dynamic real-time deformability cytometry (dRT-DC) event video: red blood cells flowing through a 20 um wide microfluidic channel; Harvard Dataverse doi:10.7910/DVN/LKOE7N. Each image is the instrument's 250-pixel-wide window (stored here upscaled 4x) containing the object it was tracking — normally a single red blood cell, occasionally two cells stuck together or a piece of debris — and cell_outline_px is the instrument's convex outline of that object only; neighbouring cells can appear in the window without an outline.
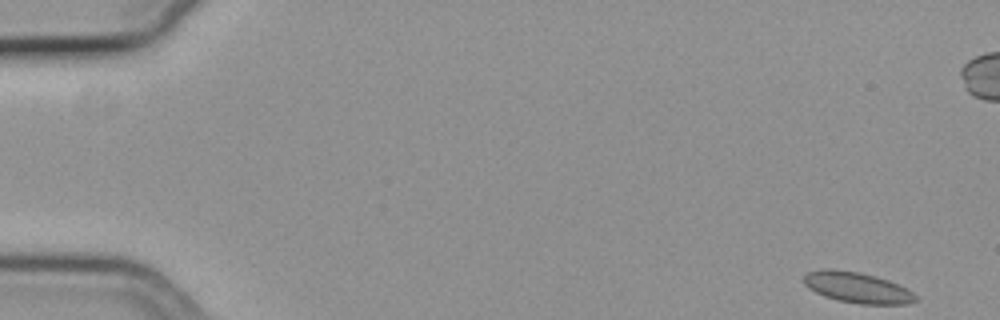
{"species": "common noctule bat (a hibernating species)", "species_latin": "Nyctalus noctula", "temperature_condition": "cold", "stored_images_in_passage": 56, "camera_frame_rate_fps": 3000, "um_per_image_px": 0.085, "animal": {"sex": "female", "body_mass_g": 19.3, "forearm_length_mm": 54.1}, "frame": {"image": 1, "passage_image": 1, "time_ms": 0.0, "image_size_px": [1000, 320], "cell_outline_px": [[916, 300], [908, 304], [860, 304], [836, 300], [824, 296], [808, 288], [804, 284], [804, 276], [808, 272], [824, 268], [832, 268], [860, 272], [876, 276], [888, 280], [912, 292], [916, 296]], "centroid_in_image_um": [72.82, 24.43], "position_along_channel_um": 12.2, "area_um2": 20.0}}
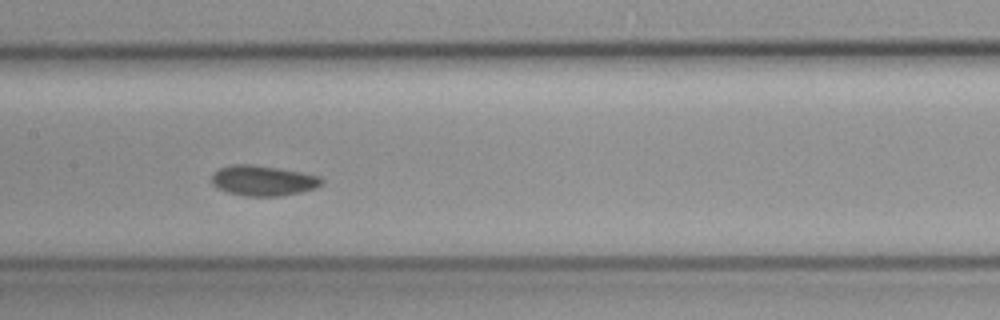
{"frame": {"image": 2, "passage_image": 27, "time_ms": 8.667, "image_size_px": [1000, 320], "cell_outline_px": [[324, 180], [316, 188], [300, 192], [280, 196], [244, 196], [228, 192], [216, 188], [212, 184], [212, 172], [220, 168], [232, 164], [252, 164], [300, 172], [320, 176]], "centroid_in_image_um": [22.32, 15.35], "position_along_channel_um": 185.1, "area_um2": 19.42}}
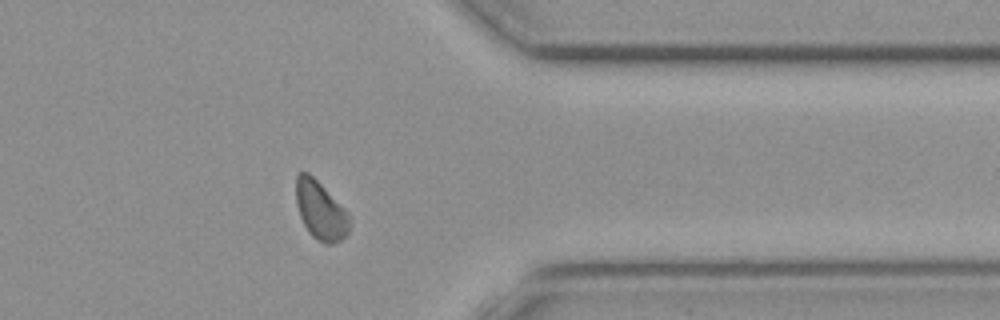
{"frame": {"image": 3, "passage_image": 44, "time_ms": 14.333, "image_size_px": [1000, 320], "cell_outline_px": [[348, 232], [340, 240], [332, 244], [324, 244], [316, 240], [308, 232], [300, 216], [296, 204], [296, 176], [300, 172], [308, 172], [348, 212]], "centroid_in_image_um": [27.21, 17.91], "position_along_channel_um": 384.2, "area_um2": 17.92}}